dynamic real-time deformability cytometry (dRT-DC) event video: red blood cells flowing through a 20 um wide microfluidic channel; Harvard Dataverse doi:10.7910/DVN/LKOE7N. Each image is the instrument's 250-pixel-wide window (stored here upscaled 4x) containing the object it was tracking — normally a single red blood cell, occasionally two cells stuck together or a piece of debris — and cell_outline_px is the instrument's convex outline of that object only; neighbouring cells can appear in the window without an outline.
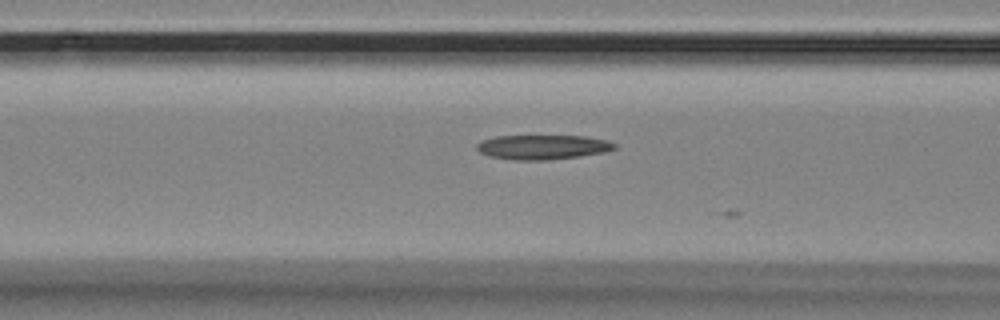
{"species": "Egyptian fruit bat (a non-hibernating species)", "species_latin": "Rousettus aegyptiacus", "temperature_condition": "room temperature", "stored_images_in_passage": 10, "camera_frame_rate_fps": 3000, "um_per_image_px": 0.085, "animal": {"sex": "female"}, "frame": {"image": 1, "passage_image": 9, "time_ms": 2.667, "image_size_px": [1000, 320], "cell_outline_px": [[616, 148], [604, 152], [548, 160], [516, 160], [488, 156], [480, 152], [476, 148], [476, 144], [484, 140], [496, 136], [584, 136], [608, 140], [616, 144]], "centroid_in_image_um": [46.12, 12.5], "position_along_channel_um": 120.5, "area_um2": 19.54}}